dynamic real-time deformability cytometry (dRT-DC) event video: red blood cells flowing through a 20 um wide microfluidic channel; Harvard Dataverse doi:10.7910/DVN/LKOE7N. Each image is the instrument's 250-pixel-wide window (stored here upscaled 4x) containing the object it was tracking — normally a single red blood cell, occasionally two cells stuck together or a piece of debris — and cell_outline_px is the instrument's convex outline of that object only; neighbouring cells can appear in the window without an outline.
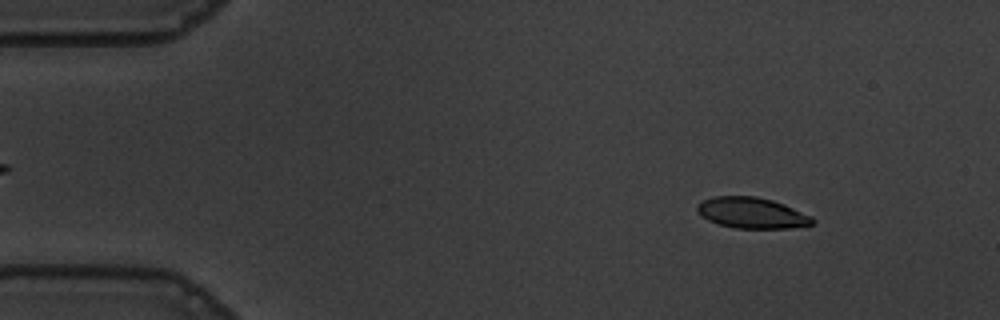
{"species": "common noctule bat (a hibernating species)", "species_latin": "Nyctalus noctula", "temperature_condition": "warm", "stored_images_in_passage": 55, "camera_frame_rate_fps": 3000, "um_per_image_px": 0.085, "animal": {"sex": "male", "body_mass_g": 19.5, "forearm_length_mm": 54.6}, "frame": {"image": 1, "passage_image": 6, "time_ms": 1.667, "image_size_px": [1000, 320], "cell_outline_px": [[816, 220], [812, 224], [788, 228], [736, 228], [720, 224], [708, 220], [696, 212], [696, 204], [712, 196], [756, 196], [772, 200], [784, 204], [812, 216]], "centroid_in_image_um": [63.89, 18.09], "position_along_channel_um": 21.1, "area_um2": 20.75}}
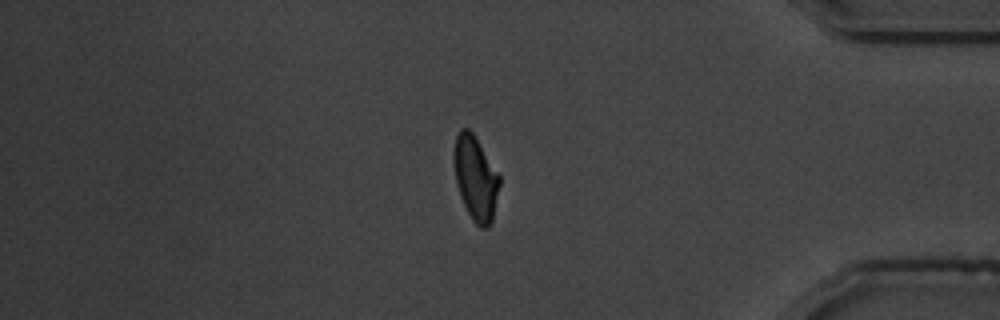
{"frame": {"image": 2, "passage_image": 46, "time_ms": 15.0, "image_size_px": [1000, 320], "cell_outline_px": [[500, 184], [492, 220], [488, 228], [480, 228], [472, 220], [460, 196], [456, 180], [456, 136], [460, 128], [468, 128], [472, 132], [500, 176]], "centroid_in_image_um": [40.46, 15.19], "position_along_channel_um": 394.7, "area_um2": 21.62}}
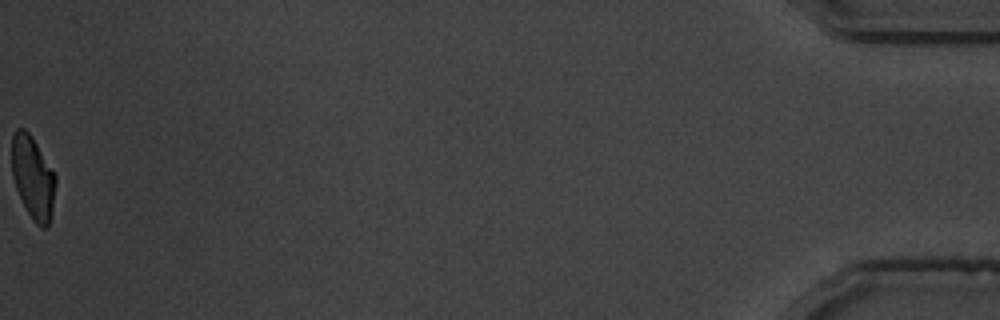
{"frame": {"image": 3, "passage_image": 55, "time_ms": 18.0, "image_size_px": [1000, 320], "cell_outline_px": [[56, 184], [52, 216], [48, 228], [40, 228], [32, 220], [16, 188], [12, 176], [12, 132], [16, 128], [24, 128], [32, 136], [56, 176]], "centroid_in_image_um": [2.81, 15.11], "position_along_channel_um": 432.4, "area_um2": 21.33}, "authors_computed_cell_mechanics": {"area_um2": 22.3108, "velocity_mm_per_s": 3.6349, "shape_relaxation_time_tau1_ms": 4.6595, "shape_relaxation_time_tau2_ms": 1.0035, "deformation_change_tau1": 0.176, "deformation_change_tau2": 0.051}}